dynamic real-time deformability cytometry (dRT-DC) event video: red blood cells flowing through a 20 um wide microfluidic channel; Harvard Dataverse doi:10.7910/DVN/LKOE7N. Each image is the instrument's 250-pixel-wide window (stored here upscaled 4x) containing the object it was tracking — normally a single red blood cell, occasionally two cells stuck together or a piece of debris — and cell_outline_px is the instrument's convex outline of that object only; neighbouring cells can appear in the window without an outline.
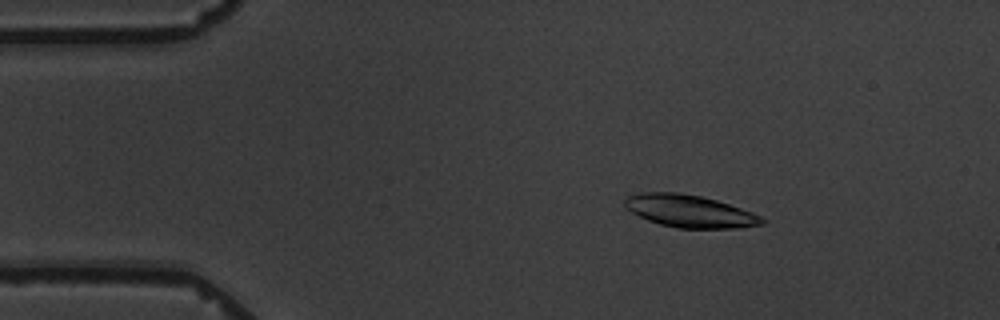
{"species": "common noctule bat (a hibernating species)", "species_latin": "Nyctalus noctula", "temperature_condition": "warm", "stored_images_in_passage": 4, "camera_frame_rate_fps": 3000, "um_per_image_px": 0.085, "animal": {"sex": "male", "body_mass_g": 19.5, "forearm_length_mm": 54.6}, "frame": {"image": 1, "passage_image": 2, "time_ms": 2.333, "image_size_px": [1000, 320], "cell_outline_px": [[768, 220], [764, 224], [740, 228], [676, 228], [660, 224], [648, 220], [624, 208], [624, 200], [628, 196], [640, 192], [680, 192], [700, 196], [716, 200], [752, 212]], "centroid_in_image_um": [58.62, 17.95], "position_along_channel_um": 26.4, "area_um2": 26.01}}